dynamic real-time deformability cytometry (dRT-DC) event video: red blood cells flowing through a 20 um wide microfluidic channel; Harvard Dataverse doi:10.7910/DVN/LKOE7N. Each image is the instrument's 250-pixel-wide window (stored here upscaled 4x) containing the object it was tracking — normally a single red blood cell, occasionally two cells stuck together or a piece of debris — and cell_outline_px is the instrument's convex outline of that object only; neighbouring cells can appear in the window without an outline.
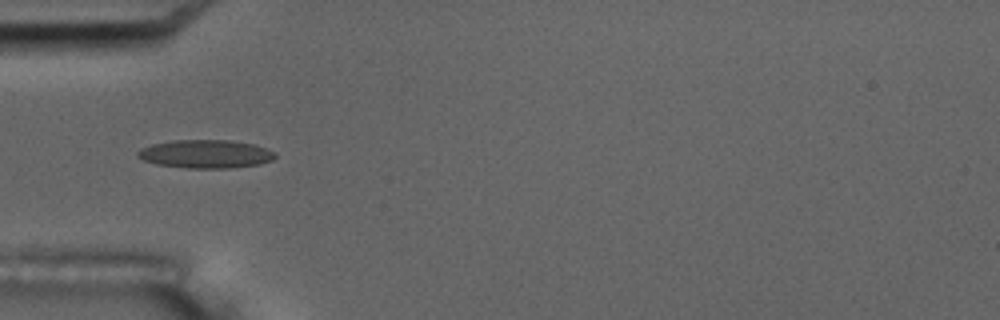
{"species": "common noctule bat (a hibernating species)", "species_latin": "Nyctalus noctula", "temperature_condition": "room temperature", "stored_images_in_passage": 16, "camera_frame_rate_fps": 3000, "um_per_image_px": 0.085, "animal": {"sex": "male", "body_mass_g": 17.5, "forearm_length_mm": 52.3}, "frame": {"image": 1, "passage_image": 5, "time_ms": 5.333, "image_size_px": [1000, 320], "cell_outline_px": [[276, 156], [272, 160], [260, 164], [228, 168], [188, 168], [156, 164], [144, 160], [136, 156], [136, 152], [140, 148], [152, 144], [172, 140], [232, 140], [252, 144], [276, 152]], "centroid_in_image_um": [17.45, 13.08], "position_along_channel_um": 67.5, "area_um2": 22.72}, "authors_computed_cell_mechanics": {"area_um2": 20.9814, "velocity_mm_per_s": 3.5478, "shape_relaxation_time_tau1_ms": 4.3281, "shape_relaxation_time_tau2_ms": null, "deformation_change_tau1": 0.1165, "deformation_change_tau2": null}}